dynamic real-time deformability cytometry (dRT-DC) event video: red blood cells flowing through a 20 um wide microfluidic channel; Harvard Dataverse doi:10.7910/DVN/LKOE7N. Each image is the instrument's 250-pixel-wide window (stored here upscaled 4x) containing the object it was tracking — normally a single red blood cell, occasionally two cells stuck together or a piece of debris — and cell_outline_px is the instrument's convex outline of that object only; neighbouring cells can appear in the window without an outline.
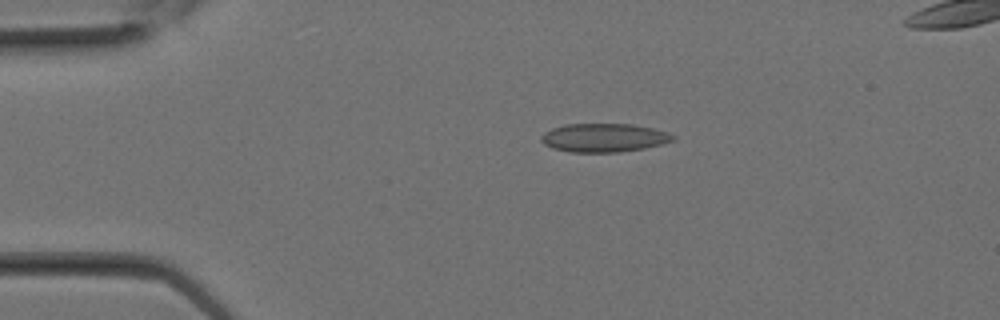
{"species": "Egyptian fruit bat (a non-hibernating species)", "species_latin": "Rousettus aegyptiacus", "temperature_condition": "room temperature", "stored_images_in_passage": 12, "camera_frame_rate_fps": 3000, "um_per_image_px": 0.085, "animal": {"sex": "female"}, "frame": {"image": 1, "passage_image": 3, "time_ms": 0.667, "image_size_px": [1000, 320], "cell_outline_px": [[676, 136], [672, 140], [660, 144], [644, 148], [620, 152], [572, 152], [552, 148], [544, 144], [540, 140], [540, 136], [544, 132], [552, 128], [564, 124], [632, 124], [652, 128], [668, 132]], "centroid_in_image_um": [51.29, 11.7], "position_along_channel_um": 33.7, "area_um2": 21.91}}
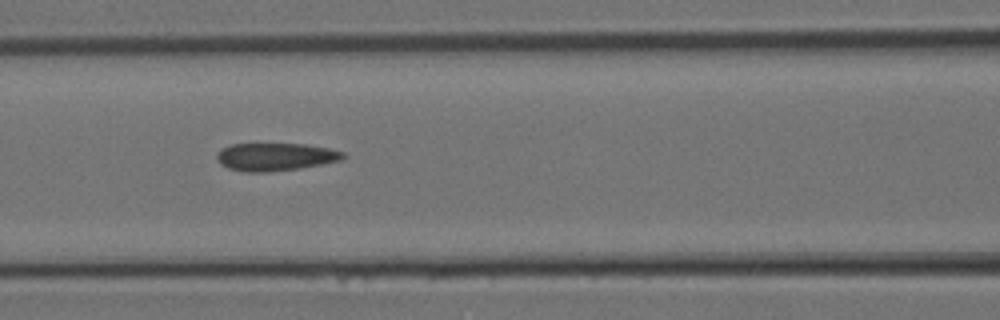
{"frame": {"image": 2, "passage_image": 9, "time_ms": 2.667, "image_size_px": [1000, 320], "cell_outline_px": [[348, 156], [340, 160], [300, 168], [268, 172], [248, 172], [228, 168], [220, 164], [216, 160], [216, 156], [224, 148], [232, 144], [304, 144], [328, 148], [344, 152]], "centroid_in_image_um": [23.42, 13.33], "position_along_channel_um": 143.2, "area_um2": 20.29}}
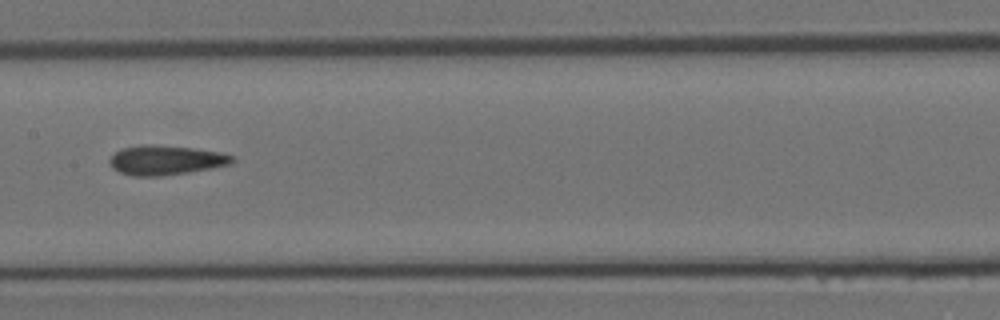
{"frame": {"image": 3, "passage_image": 11, "time_ms": 3.333, "image_size_px": [1000, 320], "cell_outline_px": [[236, 160], [232, 164], [212, 168], [188, 172], [160, 176], [132, 176], [120, 172], [112, 168], [108, 160], [120, 148], [140, 144], [152, 144], [192, 148], [220, 152], [236, 156]], "centroid_in_image_um": [14.1, 13.6], "position_along_channel_um": 193.3, "area_um2": 21.33}}